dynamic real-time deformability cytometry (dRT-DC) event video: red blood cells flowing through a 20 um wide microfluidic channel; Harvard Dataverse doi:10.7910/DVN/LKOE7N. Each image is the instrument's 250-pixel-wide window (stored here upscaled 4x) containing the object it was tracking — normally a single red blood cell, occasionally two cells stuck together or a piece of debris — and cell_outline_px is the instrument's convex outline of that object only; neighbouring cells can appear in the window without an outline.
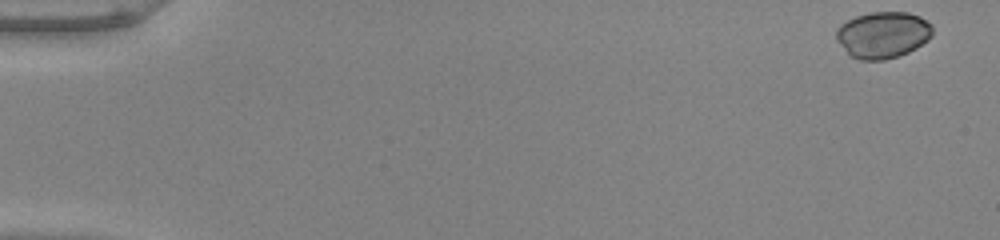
{"species": "common noctule bat (a hibernating species)", "species_latin": "Nyctalus noctula", "temperature_condition": "warm", "stored_images_in_passage": 15, "camera_frame_rate_fps": 3000, "um_per_image_px": 0.085, "animal": {"sex": "male", "body_mass_g": 20.0, "forearm_length_mm": 53.3}, "frame": {"image": 1, "passage_image": 1, "time_ms": 0.0, "image_size_px": [1000, 240], "cell_outline_px": [[932, 36], [928, 40], [916, 48], [900, 56], [884, 60], [860, 60], [852, 56], [836, 40], [836, 28], [840, 24], [856, 16], [872, 12], [908, 12], [920, 16], [932, 24]], "centroid_in_image_um": [75.06, 2.96], "position_along_channel_um": 9.9, "area_um2": 26.18}}
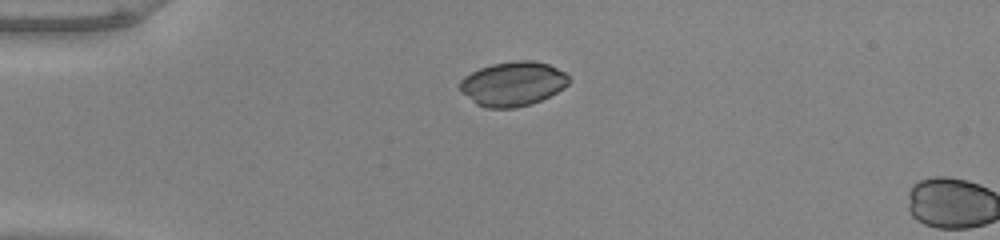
{"frame": {"image": 2, "passage_image": 13, "time_ms": 4.0, "image_size_px": [1000, 240], "cell_outline_px": [[572, 80], [564, 88], [532, 104], [516, 108], [488, 108], [476, 104], [460, 92], [460, 80], [464, 76], [480, 68], [492, 64], [516, 60], [532, 60], [548, 64], [564, 72]], "centroid_in_image_um": [43.59, 7.12], "position_along_channel_um": 41.4, "area_um2": 28.26}}